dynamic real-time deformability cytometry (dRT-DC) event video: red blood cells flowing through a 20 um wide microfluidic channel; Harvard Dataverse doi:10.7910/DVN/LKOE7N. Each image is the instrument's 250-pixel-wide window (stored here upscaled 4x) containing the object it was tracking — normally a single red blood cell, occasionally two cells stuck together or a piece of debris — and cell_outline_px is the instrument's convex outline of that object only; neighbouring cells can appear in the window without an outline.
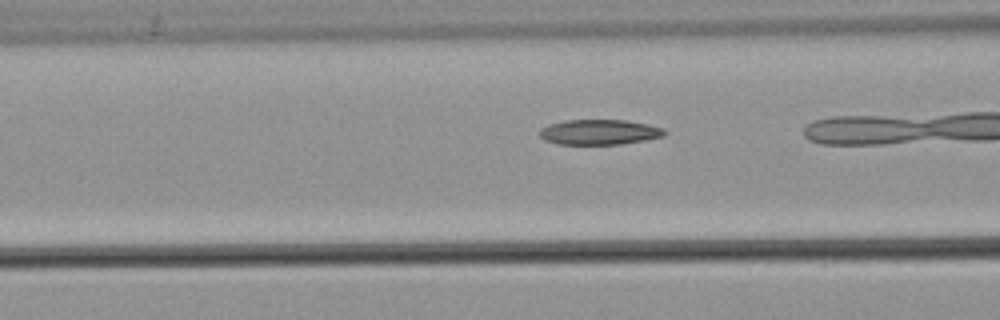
{"species": "common noctule bat (a hibernating species)", "species_latin": "Nyctalus noctula", "temperature_condition": "warm", "stored_images_in_passage": 15, "camera_frame_rate_fps": 3000, "um_per_image_px": 0.085, "animal": {"sex": "male", "body_mass_g": 21.5, "forearm_length_mm": 52.0}, "frame": {"image": 1, "passage_image": 5, "time_ms": 1.333, "image_size_px": [1000, 320], "cell_outline_px": [[668, 132], [664, 136], [644, 140], [620, 144], [556, 144], [544, 140], [540, 136], [540, 128], [548, 124], [564, 120], [624, 120], [648, 124], [664, 128]], "centroid_in_image_um": [50.94, 11.22], "position_along_channel_um": 115.7, "area_um2": 18.44}}